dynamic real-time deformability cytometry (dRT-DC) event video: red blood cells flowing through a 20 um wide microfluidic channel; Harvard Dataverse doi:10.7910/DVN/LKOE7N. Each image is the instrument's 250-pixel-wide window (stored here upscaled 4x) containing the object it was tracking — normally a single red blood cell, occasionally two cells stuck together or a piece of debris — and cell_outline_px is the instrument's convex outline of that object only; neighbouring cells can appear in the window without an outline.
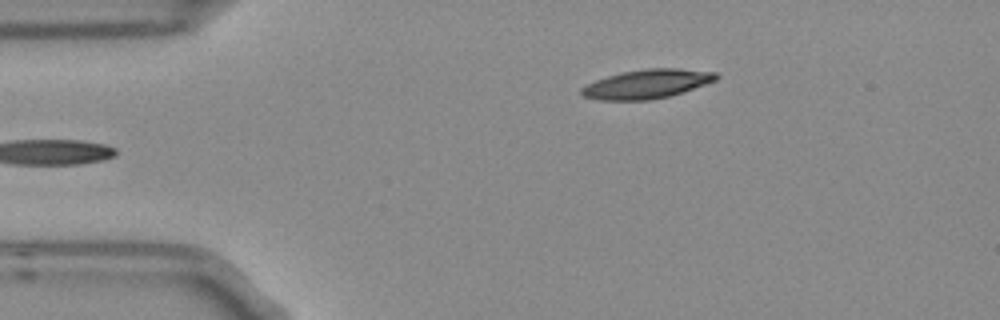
{"species": "Egyptian fruit bat (a non-hibernating species)", "species_latin": "Rousettus aegyptiacus", "temperature_condition": "room temperature", "stored_images_in_passage": 4, "camera_frame_rate_fps": 3000, "um_per_image_px": 0.085, "frame": {"image": 1, "passage_image": 4, "time_ms": 1.0, "image_size_px": [1000, 320], "cell_outline_px": [[720, 76], [716, 80], [668, 96], [648, 100], [600, 100], [584, 96], [580, 92], [580, 88], [596, 80], [620, 72], [648, 68], [680, 68], [716, 72]], "centroid_in_image_um": [54.98, 7.12], "position_along_channel_um": 30.0, "area_um2": 22.54}}